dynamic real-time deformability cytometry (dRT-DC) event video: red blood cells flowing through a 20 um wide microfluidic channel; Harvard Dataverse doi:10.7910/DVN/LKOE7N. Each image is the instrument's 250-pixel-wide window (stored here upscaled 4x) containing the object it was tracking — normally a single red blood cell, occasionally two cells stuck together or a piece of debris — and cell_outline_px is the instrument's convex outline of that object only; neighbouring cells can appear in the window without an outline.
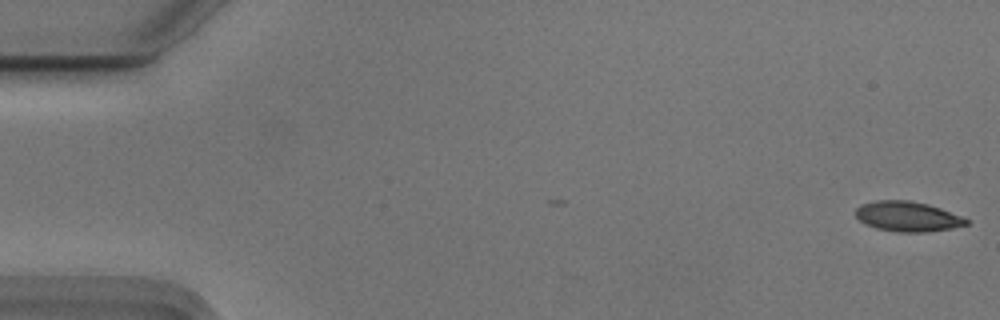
{"species": "Egyptian fruit bat (a non-hibernating species)", "species_latin": "Rousettus aegyptiacus", "temperature_condition": "cold", "stored_images_in_passage": 55, "camera_frame_rate_fps": 3000, "um_per_image_px": 0.085, "animal": {"sex": "male"}, "frame": {"image": 1, "passage_image": 1, "time_ms": 0.0, "image_size_px": [1000, 320], "cell_outline_px": [[968, 224], [952, 228], [924, 232], [896, 232], [876, 228], [864, 224], [856, 216], [856, 208], [860, 204], [876, 200], [908, 200], [928, 204], [940, 208], [960, 216], [968, 220]], "centroid_in_image_um": [77.1, 18.4], "position_along_channel_um": 7.9, "area_um2": 19.31}}
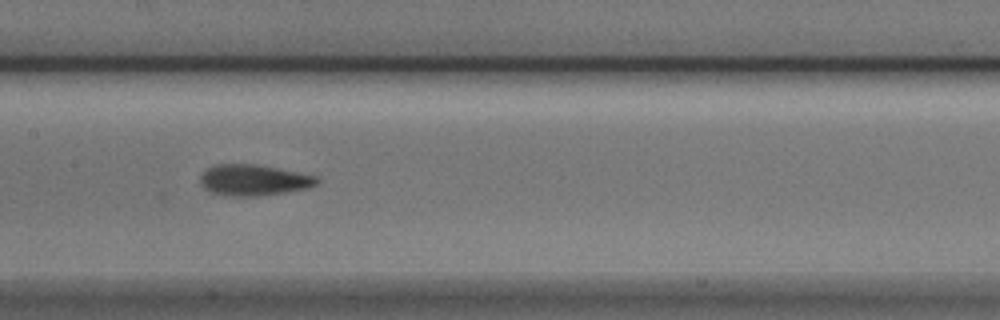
{"frame": {"image": 2, "passage_image": 27, "time_ms": 8.667, "image_size_px": [1000, 320], "cell_outline_px": [[320, 180], [316, 184], [308, 188], [260, 196], [224, 196], [212, 192], [204, 188], [200, 184], [200, 176], [208, 168], [216, 164], [256, 164], [316, 176]], "centroid_in_image_um": [21.53, 15.31], "position_along_channel_um": 185.9, "area_um2": 20.98}}
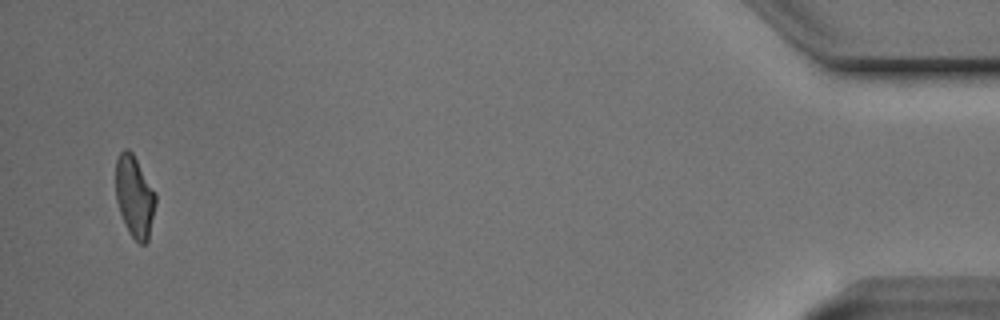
{"frame": {"image": 3, "passage_image": 53, "time_ms": 17.333, "image_size_px": [1000, 320], "cell_outline_px": [[156, 204], [148, 240], [144, 244], [140, 244], [132, 236], [124, 224], [116, 200], [116, 160], [120, 152], [124, 148], [128, 148], [132, 152], [156, 192]], "centroid_in_image_um": [11.44, 16.69], "position_along_channel_um": 423.8, "area_um2": 19.02}, "authors_computed_cell_mechanics": {"area_um2": 19.941, "velocity_mm_per_s": 3.7386, "shape_relaxation_time_tau1_ms": 4.4536, "shape_relaxation_time_tau2_ms": 3.2674, "deformation_change_tau1": 0.1431, "deformation_change_tau2": 0.0979}}